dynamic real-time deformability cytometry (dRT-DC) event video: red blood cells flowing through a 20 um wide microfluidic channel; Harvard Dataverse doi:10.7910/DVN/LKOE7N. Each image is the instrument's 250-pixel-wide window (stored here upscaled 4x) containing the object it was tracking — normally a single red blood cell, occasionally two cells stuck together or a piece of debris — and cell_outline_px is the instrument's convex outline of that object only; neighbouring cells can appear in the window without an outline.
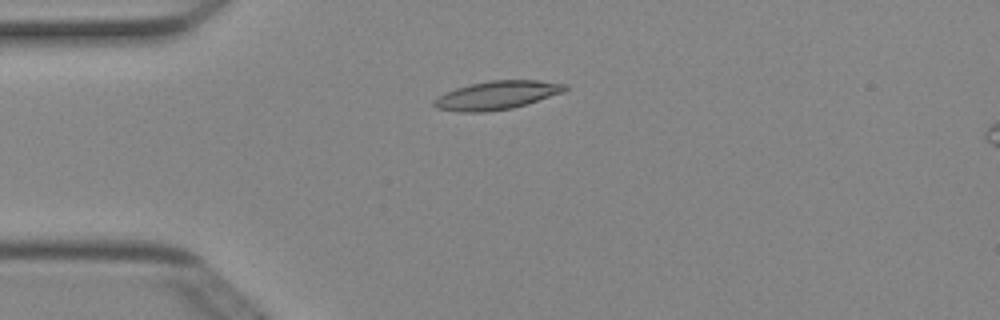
{"species": "Egyptian fruit bat (a non-hibernating species)", "species_latin": "Rousettus aegyptiacus", "temperature_condition": "cold", "stored_images_in_passage": 39, "camera_frame_rate_fps": 3000, "um_per_image_px": 0.085, "animal": {"sex": "female"}, "frame": {"image": 1, "passage_image": 1, "time_ms": 0.0, "image_size_px": [1000, 320], "cell_outline_px": [[568, 88], [564, 92], [512, 108], [484, 112], [460, 112], [436, 108], [432, 104], [432, 100], [456, 88], [488, 80], [540, 80], [568, 84]], "centroid_in_image_um": [42.25, 8.09], "position_along_channel_um": 42.7, "area_um2": 21.62}}
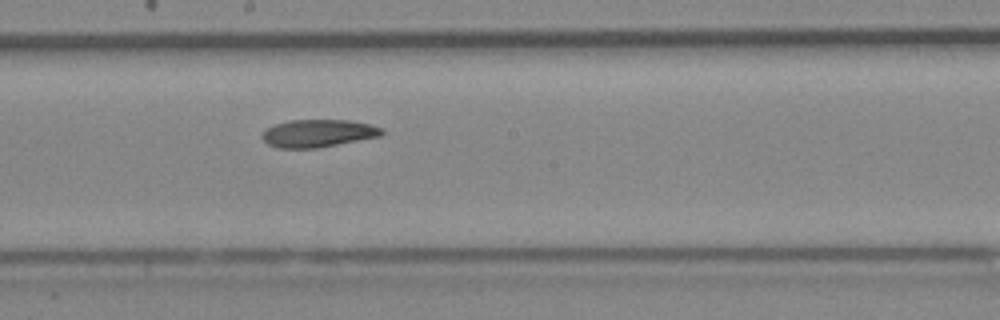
{"frame": {"image": 2, "passage_image": 16, "time_ms": 5.0, "image_size_px": [1000, 320], "cell_outline_px": [[384, 132], [380, 136], [316, 148], [276, 148], [268, 144], [260, 136], [268, 128], [276, 124], [288, 120], [348, 120], [368, 124], [380, 128]], "centroid_in_image_um": [27.0, 11.33], "position_along_channel_um": 221.2, "area_um2": 19.02}}
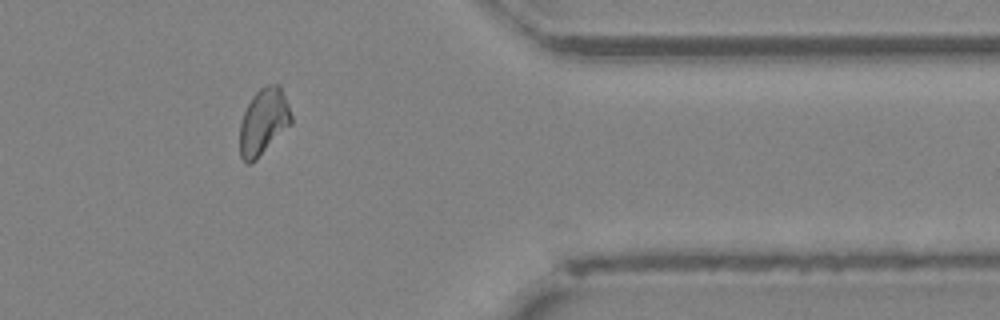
{"frame": {"image": 3, "passage_image": 30, "time_ms": 9.667, "image_size_px": [1000, 320], "cell_outline_px": [[292, 124], [252, 164], [248, 164], [240, 156], [240, 124], [244, 112], [252, 96], [260, 88], [268, 84], [280, 84], [288, 104], [292, 116]], "centroid_in_image_um": [22.41, 10.34], "position_along_channel_um": 389.0, "area_um2": 20.0}}